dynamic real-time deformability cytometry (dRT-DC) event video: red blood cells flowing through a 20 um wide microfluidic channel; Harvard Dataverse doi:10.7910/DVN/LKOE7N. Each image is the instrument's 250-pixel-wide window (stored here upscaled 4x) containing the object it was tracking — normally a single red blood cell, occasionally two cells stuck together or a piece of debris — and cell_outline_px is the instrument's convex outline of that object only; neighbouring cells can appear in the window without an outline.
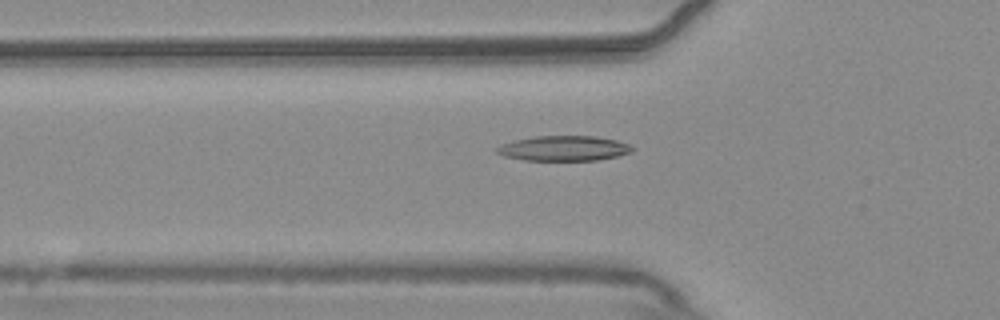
{"species": "common noctule bat (a hibernating species)", "species_latin": "Nyctalus noctula", "temperature_condition": "warm", "stored_images_in_passage": 51, "camera_frame_rate_fps": 3000, "um_per_image_px": 0.085, "animal": {"sex": "male", "body_mass_g": 20.4}, "frame": {"image": 1, "passage_image": 19, "time_ms": 6.0, "image_size_px": [1000, 320], "cell_outline_px": [[636, 148], [632, 152], [616, 156], [596, 160], [524, 160], [504, 156], [496, 152], [496, 148], [500, 144], [516, 140], [536, 136], [596, 136], [616, 140], [628, 144]], "centroid_in_image_um": [47.93, 12.6], "position_along_channel_um": 77.9, "area_um2": 19.71}}
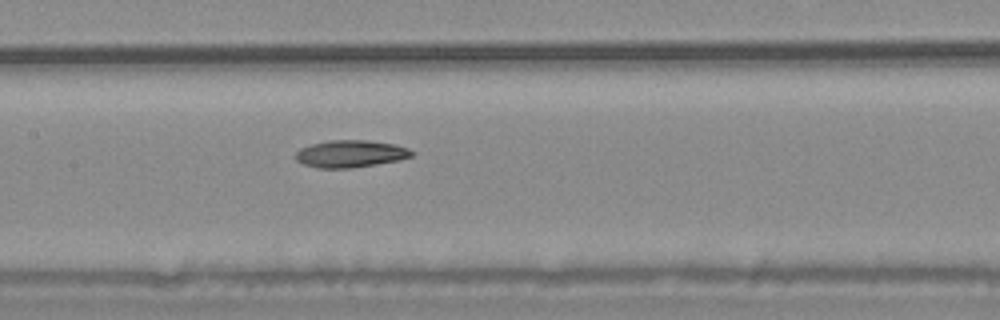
{"frame": {"image": 2, "passage_image": 27, "time_ms": 8.667, "image_size_px": [1000, 320], "cell_outline_px": [[416, 152], [412, 156], [400, 160], [352, 168], [316, 168], [304, 164], [296, 160], [296, 152], [300, 148], [312, 144], [328, 140], [368, 140], [392, 144], [408, 148]], "centroid_in_image_um": [29.8, 13.07], "position_along_channel_um": 177.6, "area_um2": 18.44}}
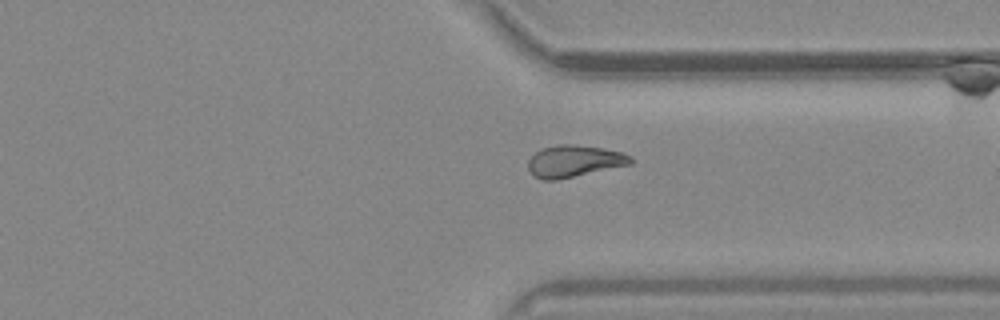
{"frame": {"image": 3, "passage_image": 42, "time_ms": 13.667, "image_size_px": [1000, 320], "cell_outline_px": [[632, 164], [556, 180], [544, 180], [532, 176], [528, 168], [528, 160], [536, 152], [544, 148], [560, 144], [572, 144], [604, 148], [620, 152], [632, 156]], "centroid_in_image_um": [48.8, 13.7], "position_along_channel_um": 362.6, "area_um2": 18.96}}